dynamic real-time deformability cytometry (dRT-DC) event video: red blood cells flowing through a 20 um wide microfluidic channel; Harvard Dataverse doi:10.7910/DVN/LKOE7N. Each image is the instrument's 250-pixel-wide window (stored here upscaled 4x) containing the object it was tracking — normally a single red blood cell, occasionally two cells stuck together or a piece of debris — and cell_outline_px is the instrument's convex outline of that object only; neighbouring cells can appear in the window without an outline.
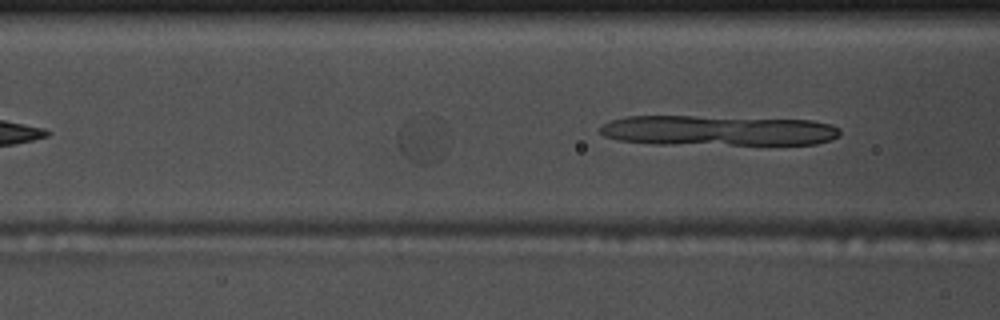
{"species": "common noctule bat (a hibernating species)", "species_latin": "Nyctalus noctula", "temperature_condition": "warm", "stored_images_in_passage": 11, "camera_frame_rate_fps": 3000, "um_per_image_px": 0.085, "animal": {"sex": "male", "body_mass_g": 17.5, "forearm_length_mm": 52.3}, "frame": {"image": 1, "passage_image": 8, "time_ms": 2.333, "image_size_px": [1000, 320], "cell_outline_px": [[448, 148], [444, 156], [428, 164], [416, 164], [408, 160], [400, 152], [400, 128], [404, 124], [448, 128]], "centroid_in_image_um": [35.98, 12.17], "position_along_channel_um": 130.6, "area_um2": 11.79}}